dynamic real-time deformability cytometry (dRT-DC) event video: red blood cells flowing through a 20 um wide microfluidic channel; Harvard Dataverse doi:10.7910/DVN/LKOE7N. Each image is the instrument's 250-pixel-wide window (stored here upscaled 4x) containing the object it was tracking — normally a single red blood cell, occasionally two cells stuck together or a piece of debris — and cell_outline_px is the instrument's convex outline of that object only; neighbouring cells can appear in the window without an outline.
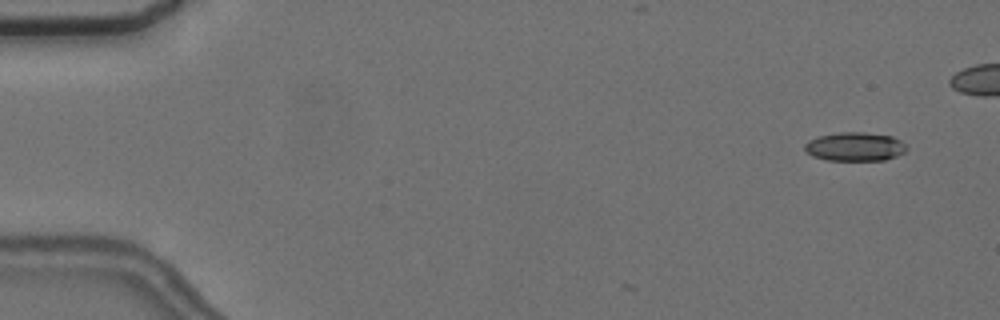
{"species": "common noctule bat (a hibernating species)", "species_latin": "Nyctalus noctula", "temperature_condition": "cold", "stored_images_in_passage": 4, "camera_frame_rate_fps": 3000, "um_per_image_px": 0.085, "animal": {"sex": "female", "body_mass_g": 24.6, "forearm_length_mm": 56.2}, "frame": {"image": 1, "passage_image": 1, "time_ms": 0.0, "image_size_px": [1000, 320], "cell_outline_px": [[908, 148], [904, 152], [896, 156], [884, 160], [828, 160], [812, 156], [804, 148], [804, 144], [808, 140], [816, 136], [840, 132], [864, 132], [892, 136], [900, 140]], "centroid_in_image_um": [72.65, 12.46], "position_along_channel_um": 12.3, "area_um2": 17.11}}